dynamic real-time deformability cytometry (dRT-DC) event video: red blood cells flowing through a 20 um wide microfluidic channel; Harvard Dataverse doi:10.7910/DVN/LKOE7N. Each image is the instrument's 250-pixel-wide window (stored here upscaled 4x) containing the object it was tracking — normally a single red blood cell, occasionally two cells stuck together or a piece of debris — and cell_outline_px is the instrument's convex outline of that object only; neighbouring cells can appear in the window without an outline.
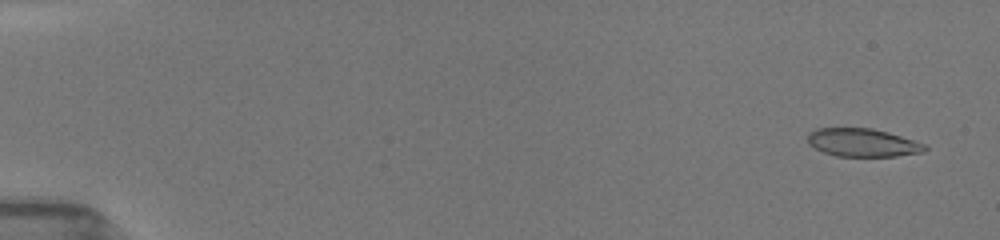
{"species": "common noctule bat (a hibernating species)", "species_latin": "Nyctalus noctula", "temperature_condition": "room temperature", "stored_images_in_passage": 12, "camera_frame_rate_fps": 3000, "um_per_image_px": 0.085, "animal": {"sex": "female", "body_mass_g": 19.5, "forearm_length_mm": 54.1}, "frame": {"image": 1, "passage_image": 3, "time_ms": 0.667, "image_size_px": [1000, 240], "cell_outline_px": [[928, 148], [924, 152], [896, 156], [836, 156], [824, 152], [808, 144], [808, 132], [816, 128], [872, 128], [888, 132], [924, 144]], "centroid_in_image_um": [73.3, 12.12], "position_along_channel_um": 11.7, "area_um2": 19.13}}